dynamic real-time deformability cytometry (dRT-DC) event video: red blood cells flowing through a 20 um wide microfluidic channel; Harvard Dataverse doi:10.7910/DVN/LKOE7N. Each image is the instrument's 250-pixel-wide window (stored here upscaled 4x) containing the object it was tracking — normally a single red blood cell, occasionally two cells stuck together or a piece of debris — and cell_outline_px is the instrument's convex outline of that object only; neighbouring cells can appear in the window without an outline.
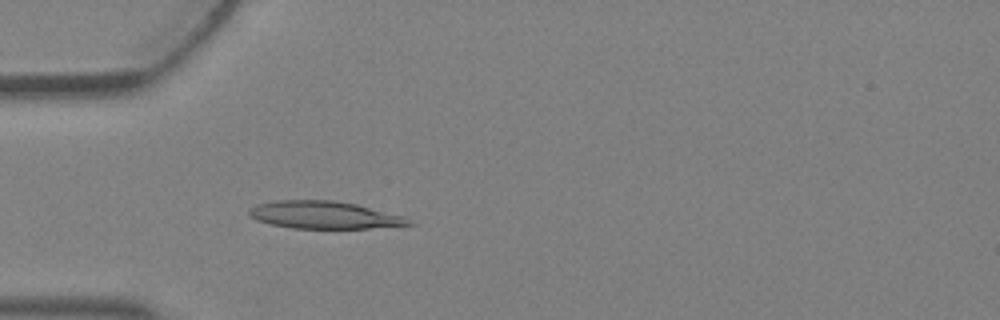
{"species": "Egyptian fruit bat (a non-hibernating species)", "species_latin": "Rousettus aegyptiacus", "temperature_condition": "warm", "stored_images_in_passage": 2, "camera_frame_rate_fps": 3000, "um_per_image_px": 0.085, "animal": {"sex": "female"}, "frame": {"image": 1, "passage_image": 2, "time_ms": 0.333, "image_size_px": [1000, 320], "cell_outline_px": [[416, 224], [368, 228], [292, 228], [272, 224], [256, 220], [248, 216], [248, 208], [256, 204], [272, 200], [336, 200], [356, 204], [404, 216]], "centroid_in_image_um": [27.5, 18.26], "position_along_channel_um": 57.5, "area_um2": 25.66}}